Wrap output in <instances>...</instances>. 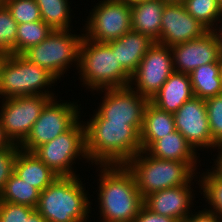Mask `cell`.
<instances>
[{"label":"cell","mask_w":222,"mask_h":222,"mask_svg":"<svg viewBox=\"0 0 222 222\" xmlns=\"http://www.w3.org/2000/svg\"><path fill=\"white\" fill-rule=\"evenodd\" d=\"M91 116L83 123L86 154L92 165H125L142 150L140 133L133 126Z\"/></svg>","instance_id":"cell-1"},{"label":"cell","mask_w":222,"mask_h":222,"mask_svg":"<svg viewBox=\"0 0 222 222\" xmlns=\"http://www.w3.org/2000/svg\"><path fill=\"white\" fill-rule=\"evenodd\" d=\"M100 170L98 209L100 222H134L144 205L133 173L126 165H97Z\"/></svg>","instance_id":"cell-2"},{"label":"cell","mask_w":222,"mask_h":222,"mask_svg":"<svg viewBox=\"0 0 222 222\" xmlns=\"http://www.w3.org/2000/svg\"><path fill=\"white\" fill-rule=\"evenodd\" d=\"M82 185L78 175L59 176L40 192L35 209L47 222H87L92 201Z\"/></svg>","instance_id":"cell-3"},{"label":"cell","mask_w":222,"mask_h":222,"mask_svg":"<svg viewBox=\"0 0 222 222\" xmlns=\"http://www.w3.org/2000/svg\"><path fill=\"white\" fill-rule=\"evenodd\" d=\"M78 73L81 85L90 91L124 88L130 85L131 75L117 61L116 49L83 36L79 47Z\"/></svg>","instance_id":"cell-4"},{"label":"cell","mask_w":222,"mask_h":222,"mask_svg":"<svg viewBox=\"0 0 222 222\" xmlns=\"http://www.w3.org/2000/svg\"><path fill=\"white\" fill-rule=\"evenodd\" d=\"M197 163L161 160L141 150L125 165L133 173L143 198L149 194L174 186L188 184L198 176ZM197 171V172H196ZM196 174V175H194Z\"/></svg>","instance_id":"cell-5"},{"label":"cell","mask_w":222,"mask_h":222,"mask_svg":"<svg viewBox=\"0 0 222 222\" xmlns=\"http://www.w3.org/2000/svg\"><path fill=\"white\" fill-rule=\"evenodd\" d=\"M57 80L47 69L30 63L20 54H9L2 68L0 98L46 95L52 99L54 93L48 89Z\"/></svg>","instance_id":"cell-6"},{"label":"cell","mask_w":222,"mask_h":222,"mask_svg":"<svg viewBox=\"0 0 222 222\" xmlns=\"http://www.w3.org/2000/svg\"><path fill=\"white\" fill-rule=\"evenodd\" d=\"M70 31L53 30L43 41L27 48L20 55L30 63L47 69L59 80L65 77L63 75L70 67L76 65L77 70L79 67V47L83 33L76 35Z\"/></svg>","instance_id":"cell-7"},{"label":"cell","mask_w":222,"mask_h":222,"mask_svg":"<svg viewBox=\"0 0 222 222\" xmlns=\"http://www.w3.org/2000/svg\"><path fill=\"white\" fill-rule=\"evenodd\" d=\"M33 154L57 176H77L72 167L76 163V158L78 160L83 158L89 162L85 148L83 120L79 119L69 130L39 146Z\"/></svg>","instance_id":"cell-8"},{"label":"cell","mask_w":222,"mask_h":222,"mask_svg":"<svg viewBox=\"0 0 222 222\" xmlns=\"http://www.w3.org/2000/svg\"><path fill=\"white\" fill-rule=\"evenodd\" d=\"M56 98L50 99L43 107L29 135L19 145L21 150L33 153L39 146L69 130L81 118L77 102L57 101Z\"/></svg>","instance_id":"cell-9"},{"label":"cell","mask_w":222,"mask_h":222,"mask_svg":"<svg viewBox=\"0 0 222 222\" xmlns=\"http://www.w3.org/2000/svg\"><path fill=\"white\" fill-rule=\"evenodd\" d=\"M83 36L100 43L114 41L132 29L131 6L122 0H101L89 11Z\"/></svg>","instance_id":"cell-10"},{"label":"cell","mask_w":222,"mask_h":222,"mask_svg":"<svg viewBox=\"0 0 222 222\" xmlns=\"http://www.w3.org/2000/svg\"><path fill=\"white\" fill-rule=\"evenodd\" d=\"M51 98L46 95L1 99L0 120L7 137L20 145L29 135L43 107Z\"/></svg>","instance_id":"cell-11"},{"label":"cell","mask_w":222,"mask_h":222,"mask_svg":"<svg viewBox=\"0 0 222 222\" xmlns=\"http://www.w3.org/2000/svg\"><path fill=\"white\" fill-rule=\"evenodd\" d=\"M104 96L93 113L99 120L125 122L141 132L144 111L150 102L148 98L134 91L130 86L99 90ZM102 91V92H101Z\"/></svg>","instance_id":"cell-12"},{"label":"cell","mask_w":222,"mask_h":222,"mask_svg":"<svg viewBox=\"0 0 222 222\" xmlns=\"http://www.w3.org/2000/svg\"><path fill=\"white\" fill-rule=\"evenodd\" d=\"M173 71L175 69L171 48L154 42L132 75L129 86L150 100Z\"/></svg>","instance_id":"cell-13"},{"label":"cell","mask_w":222,"mask_h":222,"mask_svg":"<svg viewBox=\"0 0 222 222\" xmlns=\"http://www.w3.org/2000/svg\"><path fill=\"white\" fill-rule=\"evenodd\" d=\"M176 130L187 140L197 152L199 149H215L218 145L212 140L207 117L205 100L192 97L186 101L175 113Z\"/></svg>","instance_id":"cell-14"},{"label":"cell","mask_w":222,"mask_h":222,"mask_svg":"<svg viewBox=\"0 0 222 222\" xmlns=\"http://www.w3.org/2000/svg\"><path fill=\"white\" fill-rule=\"evenodd\" d=\"M209 30L191 16L182 3L166 4L161 18L158 43L172 47L203 37Z\"/></svg>","instance_id":"cell-15"},{"label":"cell","mask_w":222,"mask_h":222,"mask_svg":"<svg viewBox=\"0 0 222 222\" xmlns=\"http://www.w3.org/2000/svg\"><path fill=\"white\" fill-rule=\"evenodd\" d=\"M171 48L176 72L189 74L197 67L209 63H219L220 51L215 35L209 31L203 37Z\"/></svg>","instance_id":"cell-16"},{"label":"cell","mask_w":222,"mask_h":222,"mask_svg":"<svg viewBox=\"0 0 222 222\" xmlns=\"http://www.w3.org/2000/svg\"><path fill=\"white\" fill-rule=\"evenodd\" d=\"M193 180H195V177L188 184L149 194L144 198V205L154 213L183 222L193 212L191 207L195 205L192 202V198L195 196L194 189L191 187L194 185Z\"/></svg>","instance_id":"cell-17"},{"label":"cell","mask_w":222,"mask_h":222,"mask_svg":"<svg viewBox=\"0 0 222 222\" xmlns=\"http://www.w3.org/2000/svg\"><path fill=\"white\" fill-rule=\"evenodd\" d=\"M192 97L194 93L189 74L173 71L150 102L160 110L175 113Z\"/></svg>","instance_id":"cell-18"},{"label":"cell","mask_w":222,"mask_h":222,"mask_svg":"<svg viewBox=\"0 0 222 222\" xmlns=\"http://www.w3.org/2000/svg\"><path fill=\"white\" fill-rule=\"evenodd\" d=\"M154 42L147 35L131 29L120 38L108 43L112 49H116L117 61L132 76Z\"/></svg>","instance_id":"cell-19"},{"label":"cell","mask_w":222,"mask_h":222,"mask_svg":"<svg viewBox=\"0 0 222 222\" xmlns=\"http://www.w3.org/2000/svg\"><path fill=\"white\" fill-rule=\"evenodd\" d=\"M14 173L40 192L59 177L32 152L21 149L15 160Z\"/></svg>","instance_id":"cell-20"},{"label":"cell","mask_w":222,"mask_h":222,"mask_svg":"<svg viewBox=\"0 0 222 222\" xmlns=\"http://www.w3.org/2000/svg\"><path fill=\"white\" fill-rule=\"evenodd\" d=\"M166 4L161 0H149L131 6L132 30L158 42L161 35V18Z\"/></svg>","instance_id":"cell-21"},{"label":"cell","mask_w":222,"mask_h":222,"mask_svg":"<svg viewBox=\"0 0 222 222\" xmlns=\"http://www.w3.org/2000/svg\"><path fill=\"white\" fill-rule=\"evenodd\" d=\"M176 131L173 113L158 109L149 102L144 111L140 132L142 150H147L156 140Z\"/></svg>","instance_id":"cell-22"},{"label":"cell","mask_w":222,"mask_h":222,"mask_svg":"<svg viewBox=\"0 0 222 222\" xmlns=\"http://www.w3.org/2000/svg\"><path fill=\"white\" fill-rule=\"evenodd\" d=\"M146 152L161 160H175L179 162H198V152L187 142L179 131L167 134L156 140Z\"/></svg>","instance_id":"cell-23"},{"label":"cell","mask_w":222,"mask_h":222,"mask_svg":"<svg viewBox=\"0 0 222 222\" xmlns=\"http://www.w3.org/2000/svg\"><path fill=\"white\" fill-rule=\"evenodd\" d=\"M195 97L208 99L222 94L219 63H209L197 67L189 73Z\"/></svg>","instance_id":"cell-24"},{"label":"cell","mask_w":222,"mask_h":222,"mask_svg":"<svg viewBox=\"0 0 222 222\" xmlns=\"http://www.w3.org/2000/svg\"><path fill=\"white\" fill-rule=\"evenodd\" d=\"M39 196L40 191L38 189L24 182L13 173L0 193V201L25 205L35 209L39 201Z\"/></svg>","instance_id":"cell-25"},{"label":"cell","mask_w":222,"mask_h":222,"mask_svg":"<svg viewBox=\"0 0 222 222\" xmlns=\"http://www.w3.org/2000/svg\"><path fill=\"white\" fill-rule=\"evenodd\" d=\"M42 20L52 30H71L70 2L68 0H35Z\"/></svg>","instance_id":"cell-26"},{"label":"cell","mask_w":222,"mask_h":222,"mask_svg":"<svg viewBox=\"0 0 222 222\" xmlns=\"http://www.w3.org/2000/svg\"><path fill=\"white\" fill-rule=\"evenodd\" d=\"M197 174L200 175L196 184L199 183V188L202 190L200 192L205 197L206 203L210 205V209H207V207L205 209L222 219V179L209 168L202 175L200 172Z\"/></svg>","instance_id":"cell-27"},{"label":"cell","mask_w":222,"mask_h":222,"mask_svg":"<svg viewBox=\"0 0 222 222\" xmlns=\"http://www.w3.org/2000/svg\"><path fill=\"white\" fill-rule=\"evenodd\" d=\"M186 11L211 31L218 23L222 5L218 0H183Z\"/></svg>","instance_id":"cell-28"},{"label":"cell","mask_w":222,"mask_h":222,"mask_svg":"<svg viewBox=\"0 0 222 222\" xmlns=\"http://www.w3.org/2000/svg\"><path fill=\"white\" fill-rule=\"evenodd\" d=\"M52 31L43 20L19 24L15 40V54H21L27 48L39 44Z\"/></svg>","instance_id":"cell-29"},{"label":"cell","mask_w":222,"mask_h":222,"mask_svg":"<svg viewBox=\"0 0 222 222\" xmlns=\"http://www.w3.org/2000/svg\"><path fill=\"white\" fill-rule=\"evenodd\" d=\"M18 24L13 19L10 10L0 3V51L15 54V40Z\"/></svg>","instance_id":"cell-30"},{"label":"cell","mask_w":222,"mask_h":222,"mask_svg":"<svg viewBox=\"0 0 222 222\" xmlns=\"http://www.w3.org/2000/svg\"><path fill=\"white\" fill-rule=\"evenodd\" d=\"M4 4L18 25L42 20L35 0H7Z\"/></svg>","instance_id":"cell-31"},{"label":"cell","mask_w":222,"mask_h":222,"mask_svg":"<svg viewBox=\"0 0 222 222\" xmlns=\"http://www.w3.org/2000/svg\"><path fill=\"white\" fill-rule=\"evenodd\" d=\"M212 140L222 145V94L205 99Z\"/></svg>","instance_id":"cell-32"},{"label":"cell","mask_w":222,"mask_h":222,"mask_svg":"<svg viewBox=\"0 0 222 222\" xmlns=\"http://www.w3.org/2000/svg\"><path fill=\"white\" fill-rule=\"evenodd\" d=\"M19 150L20 147L17 144L0 150V193L14 173L15 160Z\"/></svg>","instance_id":"cell-33"},{"label":"cell","mask_w":222,"mask_h":222,"mask_svg":"<svg viewBox=\"0 0 222 222\" xmlns=\"http://www.w3.org/2000/svg\"><path fill=\"white\" fill-rule=\"evenodd\" d=\"M34 210L29 206L0 201V222H25Z\"/></svg>","instance_id":"cell-34"},{"label":"cell","mask_w":222,"mask_h":222,"mask_svg":"<svg viewBox=\"0 0 222 222\" xmlns=\"http://www.w3.org/2000/svg\"><path fill=\"white\" fill-rule=\"evenodd\" d=\"M134 222H178L174 218L160 215L152 212L145 205H143L137 214Z\"/></svg>","instance_id":"cell-35"},{"label":"cell","mask_w":222,"mask_h":222,"mask_svg":"<svg viewBox=\"0 0 222 222\" xmlns=\"http://www.w3.org/2000/svg\"><path fill=\"white\" fill-rule=\"evenodd\" d=\"M197 211L192 212L183 222H222L220 217L207 211L205 208Z\"/></svg>","instance_id":"cell-36"},{"label":"cell","mask_w":222,"mask_h":222,"mask_svg":"<svg viewBox=\"0 0 222 222\" xmlns=\"http://www.w3.org/2000/svg\"><path fill=\"white\" fill-rule=\"evenodd\" d=\"M215 149L218 151L217 158L213 161V166L210 168L220 179H222V145L217 146Z\"/></svg>","instance_id":"cell-37"},{"label":"cell","mask_w":222,"mask_h":222,"mask_svg":"<svg viewBox=\"0 0 222 222\" xmlns=\"http://www.w3.org/2000/svg\"><path fill=\"white\" fill-rule=\"evenodd\" d=\"M218 24H220V26ZM218 24L211 30V32L215 35L220 54L222 55V13L220 15Z\"/></svg>","instance_id":"cell-38"},{"label":"cell","mask_w":222,"mask_h":222,"mask_svg":"<svg viewBox=\"0 0 222 222\" xmlns=\"http://www.w3.org/2000/svg\"><path fill=\"white\" fill-rule=\"evenodd\" d=\"M13 145L14 144L10 141V139L7 137L6 133L4 132V129L0 120V150L11 147Z\"/></svg>","instance_id":"cell-39"},{"label":"cell","mask_w":222,"mask_h":222,"mask_svg":"<svg viewBox=\"0 0 222 222\" xmlns=\"http://www.w3.org/2000/svg\"><path fill=\"white\" fill-rule=\"evenodd\" d=\"M25 222H47L41 214L35 209L28 218H25Z\"/></svg>","instance_id":"cell-40"},{"label":"cell","mask_w":222,"mask_h":222,"mask_svg":"<svg viewBox=\"0 0 222 222\" xmlns=\"http://www.w3.org/2000/svg\"><path fill=\"white\" fill-rule=\"evenodd\" d=\"M8 56L9 54H7L6 52L0 51V82H1L2 68Z\"/></svg>","instance_id":"cell-41"},{"label":"cell","mask_w":222,"mask_h":222,"mask_svg":"<svg viewBox=\"0 0 222 222\" xmlns=\"http://www.w3.org/2000/svg\"><path fill=\"white\" fill-rule=\"evenodd\" d=\"M122 1H125L130 6H133V5H136V4H139V3H143V2H146V1H149V0H122Z\"/></svg>","instance_id":"cell-42"},{"label":"cell","mask_w":222,"mask_h":222,"mask_svg":"<svg viewBox=\"0 0 222 222\" xmlns=\"http://www.w3.org/2000/svg\"><path fill=\"white\" fill-rule=\"evenodd\" d=\"M162 2H164V3H167V4H169V3H182L183 2V0H161Z\"/></svg>","instance_id":"cell-43"},{"label":"cell","mask_w":222,"mask_h":222,"mask_svg":"<svg viewBox=\"0 0 222 222\" xmlns=\"http://www.w3.org/2000/svg\"><path fill=\"white\" fill-rule=\"evenodd\" d=\"M219 65H220V78H221V81H222V55L220 57Z\"/></svg>","instance_id":"cell-44"},{"label":"cell","mask_w":222,"mask_h":222,"mask_svg":"<svg viewBox=\"0 0 222 222\" xmlns=\"http://www.w3.org/2000/svg\"><path fill=\"white\" fill-rule=\"evenodd\" d=\"M7 0H0V3H5Z\"/></svg>","instance_id":"cell-45"}]
</instances>
